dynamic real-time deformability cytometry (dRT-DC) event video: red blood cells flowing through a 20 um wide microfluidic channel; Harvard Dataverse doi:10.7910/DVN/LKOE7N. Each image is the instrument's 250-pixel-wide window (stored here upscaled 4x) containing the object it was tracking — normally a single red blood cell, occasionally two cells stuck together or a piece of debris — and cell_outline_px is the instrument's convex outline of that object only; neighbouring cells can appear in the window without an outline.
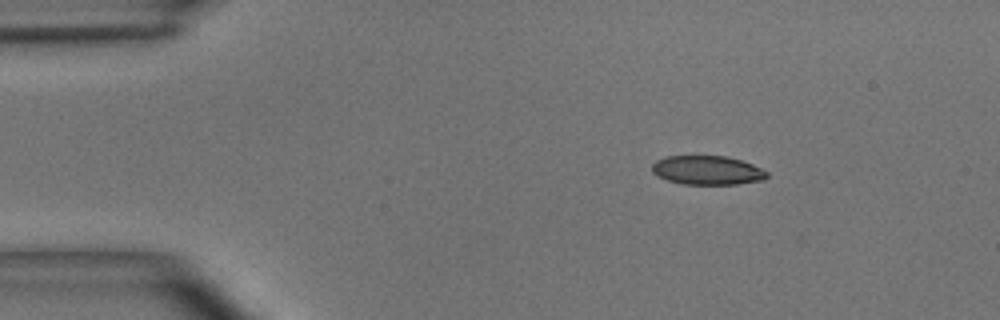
{"species": "common noctule bat (a hibernating species)", "species_latin": "Nyctalus noctula", "temperature_condition": "room temperature", "stored_images_in_passage": 43, "camera_frame_rate_fps": 3000, "um_per_image_px": 0.085, "animal": {"sex": "male", "body_mass_g": 15.6}, "frame": {"image": 1, "passage_image": 1, "time_ms": 0.0, "image_size_px": [1000, 320], "cell_outline_px": [[768, 176], [764, 180], [736, 184], [680, 184], [656, 176], [652, 172], [652, 164], [656, 160], [668, 156], [724, 156], [740, 160], [752, 164], [768, 172]], "centroid_in_image_um": [60.1, 14.48], "position_along_channel_um": 24.9, "area_um2": 19.42}}
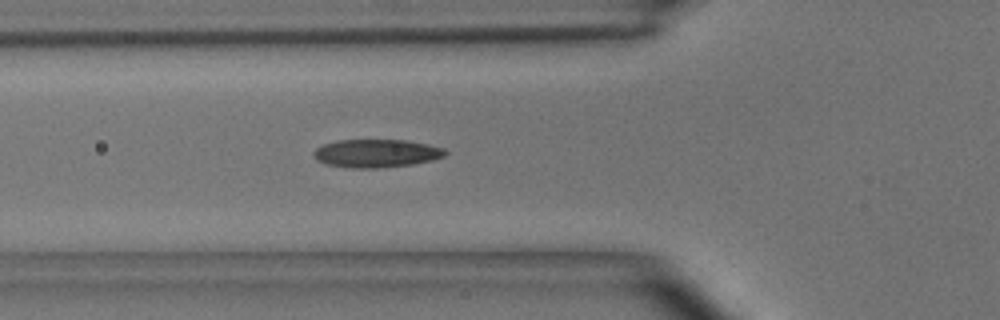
{"frame": {"image": 2, "passage_image": 11, "time_ms": 3.333, "image_size_px": [1000, 320], "cell_outline_px": [[448, 152], [444, 156], [432, 160], [412, 164], [380, 168], [348, 168], [324, 164], [316, 160], [312, 152], [316, 148], [324, 144], [336, 140], [404, 140], [428, 144], [444, 148]], "centroid_in_image_um": [31.96, 13.04], "position_along_channel_um": 93.8, "area_um2": 21.73}}
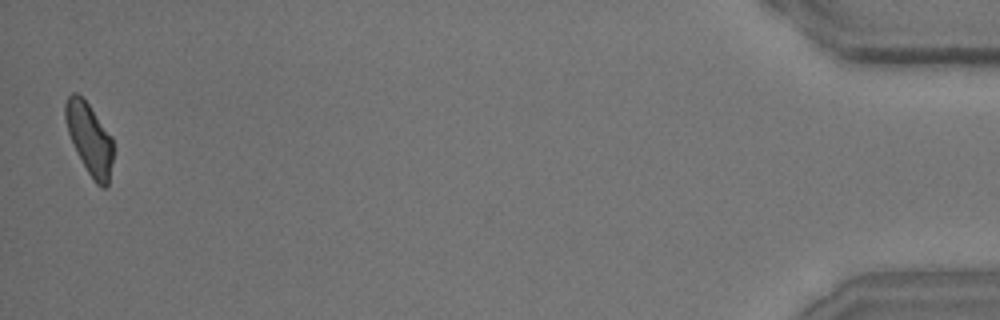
{"frame": {"image": 3, "passage_image": 43, "time_ms": 14.0, "image_size_px": [1000, 320], "cell_outline_px": [[112, 160], [108, 184], [104, 188], [100, 188], [96, 184], [88, 172], [76, 152], [68, 132], [64, 116], [64, 104], [68, 96], [72, 92], [76, 92], [88, 104], [112, 136]], "centroid_in_image_um": [7.59, 11.79], "position_along_channel_um": 427.6, "area_um2": 19.71}, "authors_computed_cell_mechanics": {"area_um2": 20.7502, "velocity_mm_per_s": 3.9636, "shape_relaxation_time_tau1_ms": 6.515, "shape_relaxation_time_tau2_ms": 1.7228, "deformation_change_tau1": 0.1817, "deformation_change_tau2": 0.0715}}